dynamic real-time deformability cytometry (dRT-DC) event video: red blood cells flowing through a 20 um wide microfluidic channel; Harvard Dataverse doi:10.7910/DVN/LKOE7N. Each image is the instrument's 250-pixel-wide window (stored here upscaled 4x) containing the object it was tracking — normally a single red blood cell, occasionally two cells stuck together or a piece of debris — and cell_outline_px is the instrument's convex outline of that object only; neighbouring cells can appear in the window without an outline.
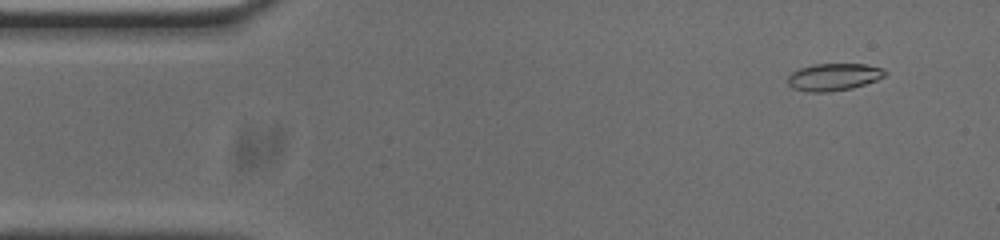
{"species": "common noctule bat (a hibernating species)", "species_latin": "Nyctalus noctula", "temperature_condition": "cold", "stored_images_in_passage": 53, "camera_frame_rate_fps": 3000, "um_per_image_px": 0.085, "animal": {"sex": "male", "body_mass_g": 20.0, "forearm_length_mm": 53.3}, "frame": {"image": 1, "passage_image": 4, "time_ms": 1.0, "image_size_px": [1000, 240], "cell_outline_px": [[888, 72], [884, 76], [876, 80], [852, 88], [828, 92], [808, 92], [792, 88], [788, 84], [788, 76], [792, 72], [800, 68], [816, 64], [864, 64], [884, 68]], "centroid_in_image_um": [70.87, 6.54], "position_along_channel_um": 14.1, "area_um2": 15.43}}
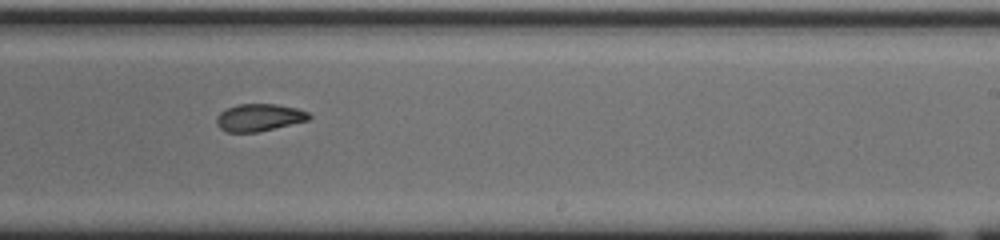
{"frame": {"image": 2, "passage_image": 31, "time_ms": 10.0, "image_size_px": [1000, 240], "cell_outline_px": [[312, 116], [308, 120], [256, 132], [228, 132], [220, 128], [216, 124], [216, 116], [220, 112], [228, 108], [240, 104], [276, 104], [296, 108], [308, 112]], "centroid_in_image_um": [22.01, 9.98], "position_along_channel_um": 267.0, "area_um2": 14.57}}
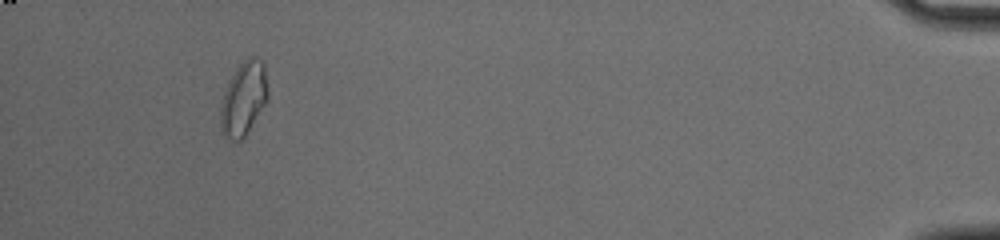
{"frame": {"image": 3, "passage_image": 49, "time_ms": 16.0, "image_size_px": [1000, 240], "cell_outline_px": [[268, 100], [244, 136], [240, 140], [232, 140], [224, 136], [220, 128], [220, 108], [224, 92], [228, 80], [236, 68], [248, 56], [256, 56], [264, 64], [268, 88]], "centroid_in_image_um": [20.7, 8.35], "position_along_channel_um": 414.5, "area_um2": 20.4}, "authors_computed_cell_mechanics": {"area_um2": 15.5482, "velocity_mm_per_s": 3.7826, "shape_relaxation_time_tau1_ms": null, "shape_relaxation_time_tau2_ms": 5.3313, "deformation_change_tau1": null, "deformation_change_tau2": 0.0699}}